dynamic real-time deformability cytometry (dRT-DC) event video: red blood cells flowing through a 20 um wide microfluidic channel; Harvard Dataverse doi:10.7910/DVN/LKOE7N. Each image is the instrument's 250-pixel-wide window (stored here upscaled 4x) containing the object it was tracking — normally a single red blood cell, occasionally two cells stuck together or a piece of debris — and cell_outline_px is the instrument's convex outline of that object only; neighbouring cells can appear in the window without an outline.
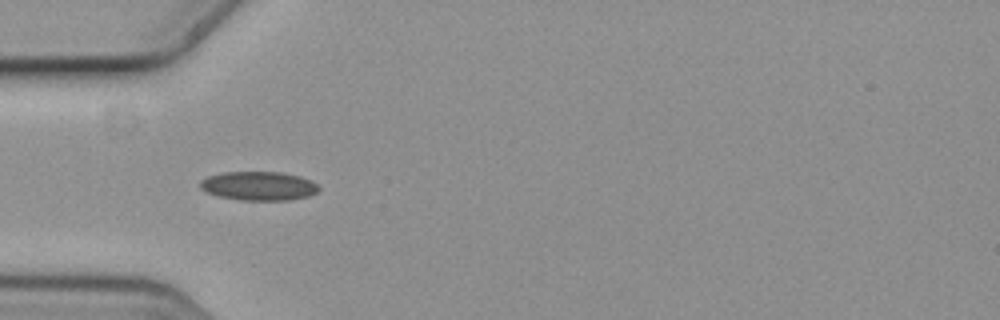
{"species": "common noctule bat (a hibernating species)", "species_latin": "Nyctalus noctula", "temperature_condition": "cold", "stored_images_in_passage": 5, "camera_frame_rate_fps": 3000, "um_per_image_px": 0.085, "animal": {"sex": "female", "body_mass_g": 19.3, "forearm_length_mm": 54.1}, "frame": {"image": 1, "passage_image": 4, "time_ms": 1.0, "image_size_px": [1000, 320], "cell_outline_px": [[320, 188], [316, 192], [308, 196], [292, 200], [240, 200], [216, 196], [200, 188], [200, 180], [208, 176], [224, 172], [280, 172], [300, 176], [316, 184]], "centroid_in_image_um": [21.97, 15.81], "position_along_channel_um": 63.0, "area_um2": 19.94}}
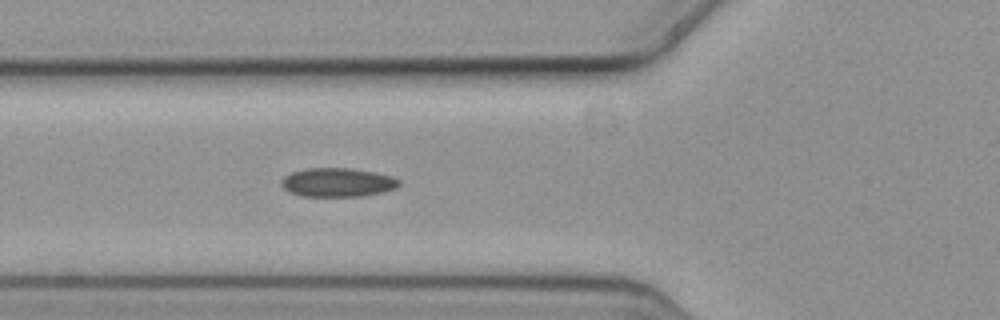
{"frame": {"image": 2, "passage_image": 5, "time_ms": 1.333, "image_size_px": [1000, 320], "cell_outline_px": [[400, 184], [396, 188], [380, 192], [360, 196], [300, 196], [288, 192], [280, 184], [280, 180], [284, 176], [292, 172], [308, 168], [348, 168], [372, 172], [392, 176], [400, 180]], "centroid_in_image_um": [28.64, 15.5], "position_along_channel_um": 97.2, "area_um2": 19.71}}